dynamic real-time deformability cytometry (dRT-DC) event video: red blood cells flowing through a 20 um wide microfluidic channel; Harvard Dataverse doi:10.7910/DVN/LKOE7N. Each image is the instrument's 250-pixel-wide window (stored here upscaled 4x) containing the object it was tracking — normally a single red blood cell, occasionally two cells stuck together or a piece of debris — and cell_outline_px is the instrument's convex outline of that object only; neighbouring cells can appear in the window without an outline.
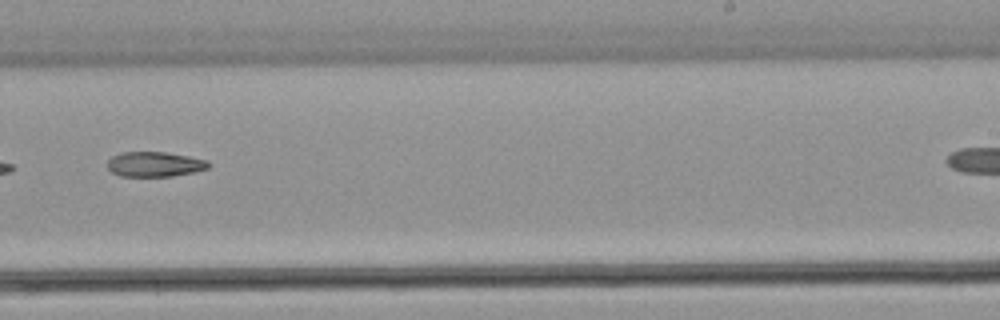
{"species": "common noctule bat (a hibernating species)", "species_latin": "Nyctalus noctula", "temperature_condition": "warm", "stored_images_in_passage": 24, "camera_frame_rate_fps": 3000, "um_per_image_px": 0.085, "animal": {"sex": "male", "body_mass_g": 21.5, "forearm_length_mm": 52.0}, "frame": {"image": 1, "passage_image": 17, "time_ms": 5.333, "image_size_px": [1000, 320], "cell_outline_px": [[212, 164], [208, 168], [196, 172], [172, 176], [120, 176], [112, 172], [108, 168], [108, 160], [112, 156], [120, 152], [168, 152], [208, 160]], "centroid_in_image_um": [13.18, 13.95], "position_along_channel_um": 275.8, "area_um2": 14.85}}
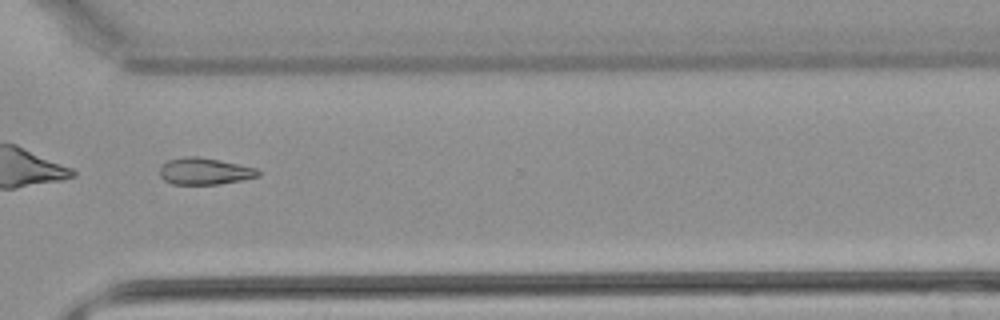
{"frame": {"image": 2, "passage_image": 21, "time_ms": 6.667, "image_size_px": [1000, 320], "cell_outline_px": [[260, 176], [244, 180], [216, 184], [172, 184], [164, 180], [160, 176], [160, 168], [168, 160], [184, 156], [196, 156], [256, 168], [260, 172]], "centroid_in_image_um": [17.38, 14.56], "position_along_channel_um": 353.2, "area_um2": 15.14}}